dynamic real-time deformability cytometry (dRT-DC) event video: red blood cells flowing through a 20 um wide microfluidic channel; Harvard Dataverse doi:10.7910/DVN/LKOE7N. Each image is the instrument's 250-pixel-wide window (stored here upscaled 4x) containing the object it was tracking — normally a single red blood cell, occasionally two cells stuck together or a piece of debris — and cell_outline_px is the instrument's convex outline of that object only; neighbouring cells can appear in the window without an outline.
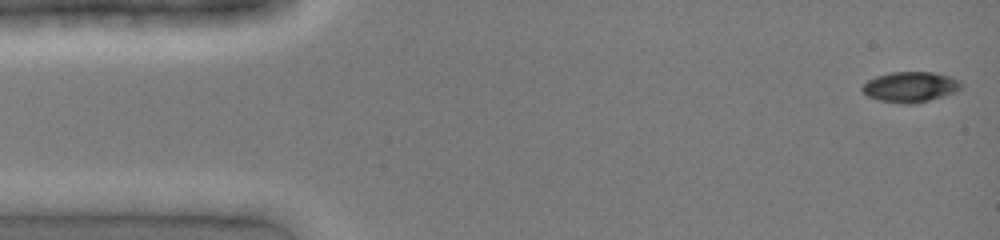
{"species": "common noctule bat (a hibernating species)", "species_latin": "Nyctalus noctula", "temperature_condition": "cold", "stored_images_in_passage": 30, "camera_frame_rate_fps": 3000, "um_per_image_px": 0.085, "animal": {"sex": "female", "body_mass_g": 19.0, "forearm_length_mm": 51.5}, "frame": {"image": 1, "passage_image": 1, "time_ms": 0.0, "image_size_px": [1000, 240], "cell_outline_px": [[964, 84], [960, 88], [944, 96], [912, 104], [904, 104], [880, 100], [868, 96], [860, 88], [868, 80], [876, 76], [892, 72], [932, 72], [948, 76], [960, 80]], "centroid_in_image_um": [77.38, 7.38], "position_along_channel_um": 7.6, "area_um2": 17.34}}
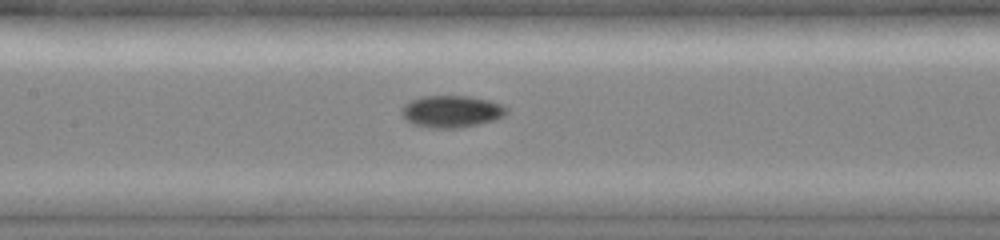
{"frame": {"image": 2, "passage_image": 19, "time_ms": 6.0, "image_size_px": [1000, 240], "cell_outline_px": [[508, 112], [504, 116], [496, 120], [460, 128], [432, 128], [412, 124], [400, 112], [412, 100], [424, 96], [468, 96], [488, 100], [500, 104], [508, 108]], "centroid_in_image_um": [38.44, 9.48], "position_along_channel_um": 169.0, "area_um2": 19.36}}
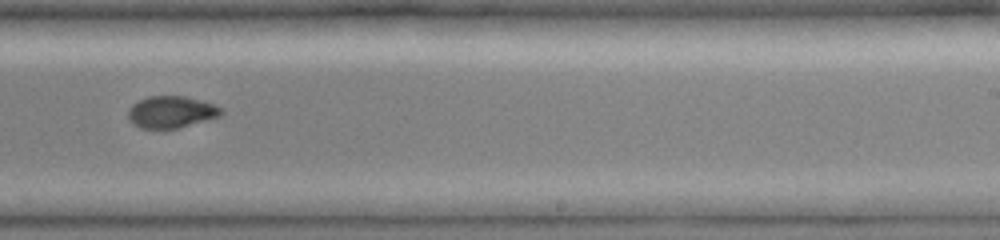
{"frame": {"image": 3, "passage_image": 26, "time_ms": 8.333, "image_size_px": [1000, 240], "cell_outline_px": [[224, 112], [220, 116], [176, 128], [140, 128], [132, 124], [128, 120], [128, 108], [132, 104], [148, 96], [184, 96], [212, 104], [220, 108]], "centroid_in_image_um": [14.49, 9.52], "position_along_channel_um": 274.5, "area_um2": 17.05}}